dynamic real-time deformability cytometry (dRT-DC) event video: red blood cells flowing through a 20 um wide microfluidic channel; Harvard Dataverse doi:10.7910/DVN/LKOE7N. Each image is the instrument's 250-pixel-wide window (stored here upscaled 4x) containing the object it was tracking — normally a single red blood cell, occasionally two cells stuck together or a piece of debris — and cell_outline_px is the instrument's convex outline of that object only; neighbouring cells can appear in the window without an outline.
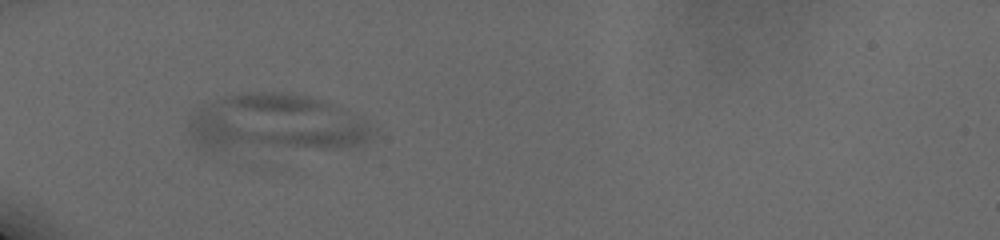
{"species": "human", "species_latin": "Homo sapiens", "temperature_condition": "cold", "stored_images_in_passage": 45, "camera_frame_rate_fps": 3000, "um_per_image_px": 0.085, "donor": {"sex": "male"}, "frame": {"image": 1, "passage_image": 1, "time_ms": 0.0, "image_size_px": [1000, 240], "cell_outline_px": [[368, 136], [360, 144], [348, 148], [204, 148], [196, 144], [188, 132], [188, 124], [196, 112], [200, 108], [208, 104], [228, 96], [244, 92], [280, 92], [308, 96], [332, 104], [368, 128]], "centroid_in_image_um": [23.32, 10.47], "position_along_channel_um": 61.7, "area_um2": 59.25}}
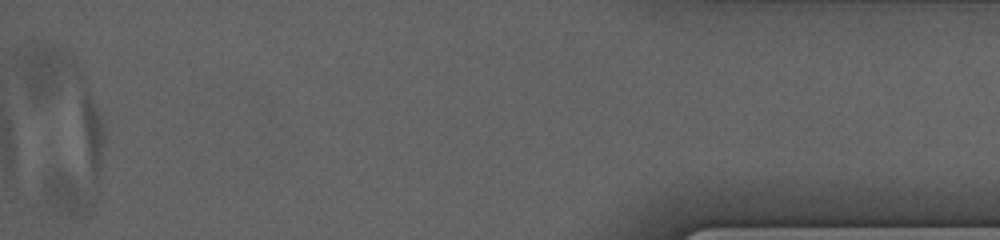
{"frame": {"image": 2, "passage_image": 45, "time_ms": 12.667, "image_size_px": [1000, 240], "cell_outline_px": [[104, 140], [96, 200], [88, 216], [68, 216], [60, 212], [44, 196], [44, 180], [84, 88], [96, 108], [100, 116], [104, 136]], "centroid_in_image_um": [6.56, 13.81], "position_along_channel_um": 428.6, "area_um2": 34.91}}